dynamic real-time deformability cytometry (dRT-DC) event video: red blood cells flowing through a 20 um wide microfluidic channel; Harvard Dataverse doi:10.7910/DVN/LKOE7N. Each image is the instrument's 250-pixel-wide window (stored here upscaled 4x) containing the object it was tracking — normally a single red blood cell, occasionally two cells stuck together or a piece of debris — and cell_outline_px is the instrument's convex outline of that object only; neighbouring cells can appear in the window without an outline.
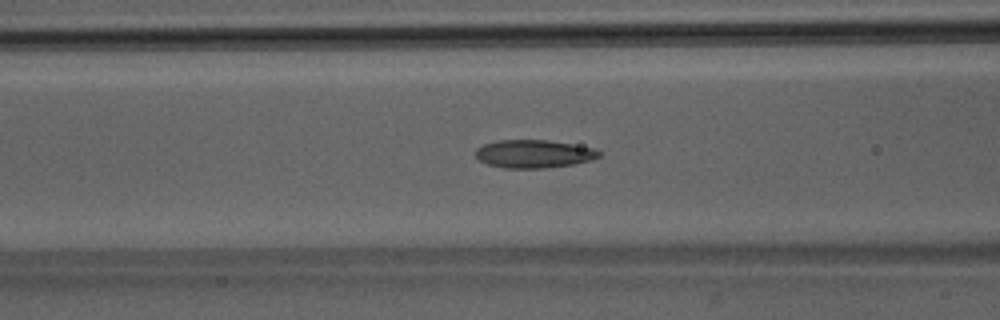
{"species": "Egyptian fruit bat (a non-hibernating species)", "species_latin": "Rousettus aegyptiacus", "temperature_condition": "room temperature", "stored_images_in_passage": 42, "camera_frame_rate_fps": 3000, "um_per_image_px": 0.085, "animal": {"sex": "male"}, "frame": {"image": 1, "passage_image": 18, "time_ms": 5.667, "image_size_px": [1000, 320], "cell_outline_px": [[600, 156], [592, 160], [572, 164], [544, 168], [504, 168], [488, 164], [480, 160], [476, 156], [476, 148], [484, 144], [496, 140], [548, 140], [596, 148], [600, 152]], "centroid_in_image_um": [45.38, 13.07], "position_along_channel_um": 121.2, "area_um2": 20.17}}
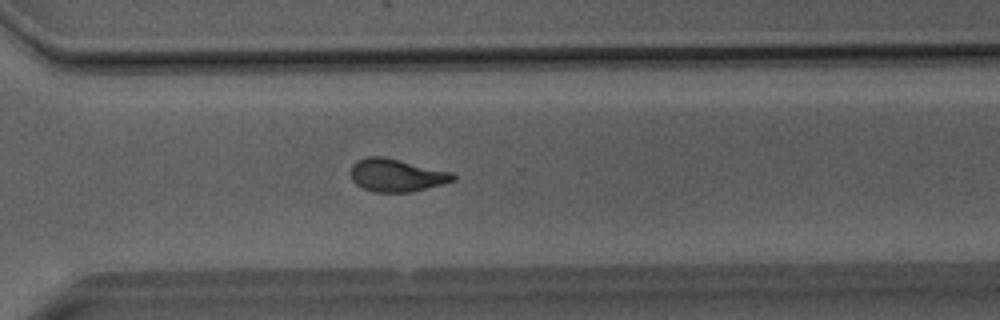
{"frame": {"image": 2, "passage_image": 34, "time_ms": 11.0, "image_size_px": [1000, 320], "cell_outline_px": [[456, 180], [444, 184], [412, 192], [372, 192], [356, 184], [352, 180], [348, 172], [352, 164], [356, 160], [368, 156], [384, 156], [452, 172], [456, 176]], "centroid_in_image_um": [33.68, 14.89], "position_along_channel_um": 336.9, "area_um2": 19.94}}
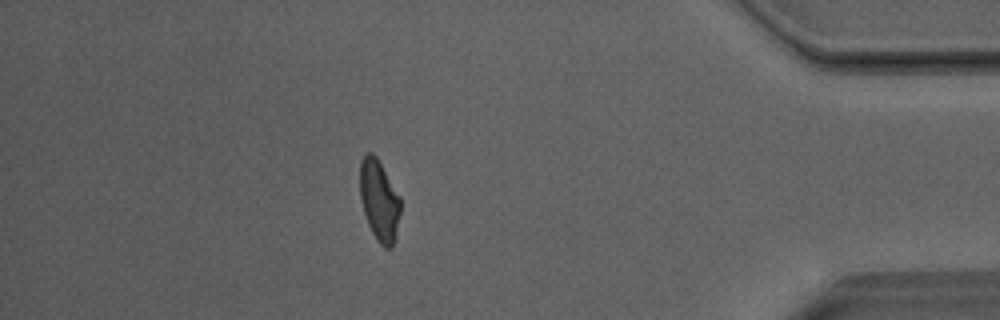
{"frame": {"image": 3, "passage_image": 42, "time_ms": 13.667, "image_size_px": [1000, 320], "cell_outline_px": [[400, 212], [392, 248], [384, 248], [376, 240], [368, 224], [364, 212], [360, 196], [360, 160], [364, 152], [372, 152], [376, 156], [400, 196]], "centroid_in_image_um": [32.21, 17.0], "position_along_channel_um": 403.0, "area_um2": 19.07}, "authors_computed_cell_mechanics": {"area_um2": 20.0277, "velocity_mm_per_s": 4.0474, "shape_relaxation_time_tau1_ms": 10.9655, "shape_relaxation_time_tau2_ms": 1.3238, "deformation_change_tau1": 0.2539, "deformation_change_tau2": 0.0815}}